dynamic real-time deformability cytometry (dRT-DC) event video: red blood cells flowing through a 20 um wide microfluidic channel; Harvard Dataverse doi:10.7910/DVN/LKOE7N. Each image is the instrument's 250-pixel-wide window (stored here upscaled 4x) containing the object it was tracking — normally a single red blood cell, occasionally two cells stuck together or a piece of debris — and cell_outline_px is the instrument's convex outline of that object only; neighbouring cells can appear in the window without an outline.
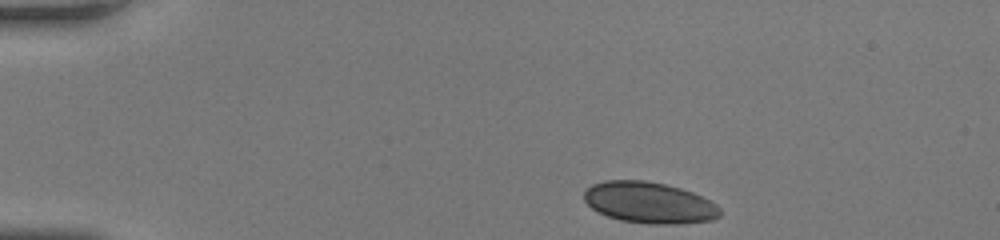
{"species": "human", "species_latin": "Homo sapiens", "temperature_condition": "room temperature", "stored_images_in_passage": 41, "camera_frame_rate_fps": 3000, "um_per_image_px": 0.085, "donor": {"sex": "female"}, "frame": {"image": 1, "passage_image": 1, "time_ms": 0.0, "image_size_px": [1000, 240], "cell_outline_px": [[720, 216], [712, 220], [668, 224], [652, 224], [620, 220], [608, 216], [592, 208], [584, 200], [584, 192], [592, 184], [604, 180], [644, 180], [664, 184], [680, 188], [692, 192], [716, 204], [720, 208]], "centroid_in_image_um": [55.17, 17.21], "position_along_channel_um": 29.8, "area_um2": 32.37}}
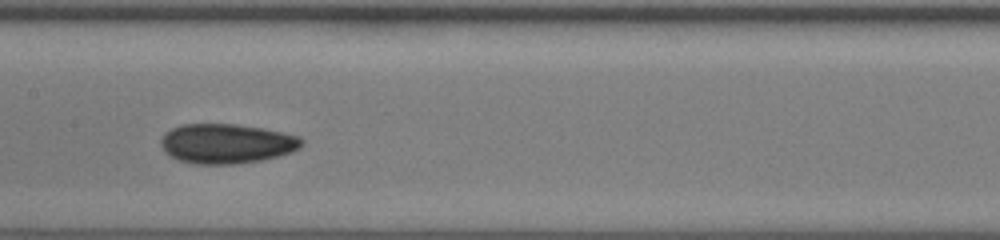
{"frame": {"image": 2, "passage_image": 18, "time_ms": 5.667, "image_size_px": [1000, 240], "cell_outline_px": [[304, 144], [300, 148], [292, 152], [260, 160], [236, 164], [196, 164], [180, 160], [172, 156], [160, 144], [160, 140], [164, 132], [180, 124], [236, 124], [264, 128], [284, 132], [300, 136], [304, 140]], "centroid_in_image_um": [19.3, 12.19], "position_along_channel_um": 188.1, "area_um2": 32.66}}
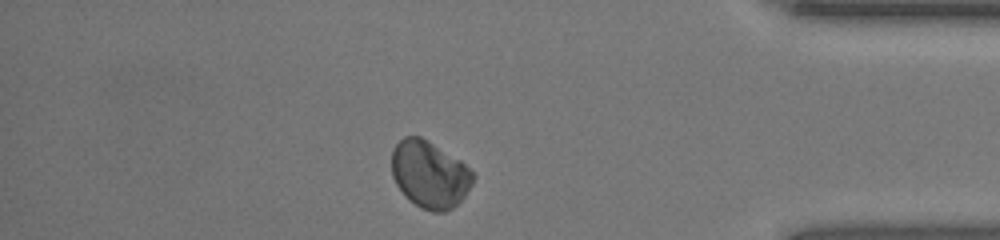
{"frame": {"image": 3, "passage_image": 35, "time_ms": 11.333, "image_size_px": [1000, 240], "cell_outline_px": [[476, 176], [472, 184], [464, 196], [452, 208], [444, 212], [432, 212], [420, 208], [408, 200], [404, 196], [396, 184], [392, 176], [392, 152], [396, 144], [404, 136], [420, 136], [428, 140], [460, 160]], "centroid_in_image_um": [36.5, 14.84], "position_along_channel_um": 398.7, "area_um2": 31.85}, "authors_computed_cell_mechanics": {"area_um2": 32.1946, "velocity_mm_per_s": 4.1905, "shape_relaxation_time_tau1_ms": 4.7788, "shape_relaxation_time_tau2_ms": 2.2466, "deformation_change_tau1": 0.0663, "deformation_change_tau2": 0.0347}}